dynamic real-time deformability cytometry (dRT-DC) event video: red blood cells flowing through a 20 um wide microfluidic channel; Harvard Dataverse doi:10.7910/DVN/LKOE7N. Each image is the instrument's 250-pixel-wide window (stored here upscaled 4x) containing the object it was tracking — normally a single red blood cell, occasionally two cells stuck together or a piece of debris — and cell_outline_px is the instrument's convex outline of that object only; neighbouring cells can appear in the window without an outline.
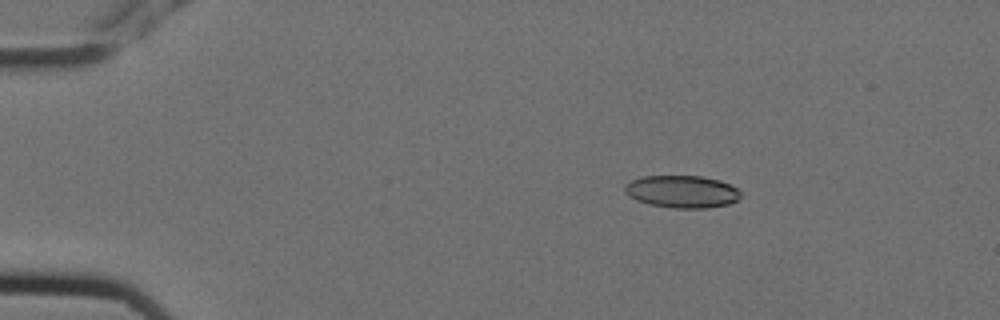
{"species": "Egyptian fruit bat (a non-hibernating species)", "species_latin": "Rousettus aegyptiacus", "temperature_condition": "cold", "stored_images_in_passage": 4, "camera_frame_rate_fps": 3000, "um_per_image_px": 0.085, "animal": {"sex": "female"}, "frame": {"image": 1, "passage_image": 2, "time_ms": 0.333, "image_size_px": [1000, 320], "cell_outline_px": [[740, 196], [736, 200], [728, 204], [708, 208], [672, 208], [648, 204], [636, 200], [628, 196], [624, 188], [624, 184], [632, 180], [644, 176], [704, 176], [720, 180], [736, 188], [740, 192]], "centroid_in_image_um": [57.94, 16.29], "position_along_channel_um": 27.1, "area_um2": 21.91}}